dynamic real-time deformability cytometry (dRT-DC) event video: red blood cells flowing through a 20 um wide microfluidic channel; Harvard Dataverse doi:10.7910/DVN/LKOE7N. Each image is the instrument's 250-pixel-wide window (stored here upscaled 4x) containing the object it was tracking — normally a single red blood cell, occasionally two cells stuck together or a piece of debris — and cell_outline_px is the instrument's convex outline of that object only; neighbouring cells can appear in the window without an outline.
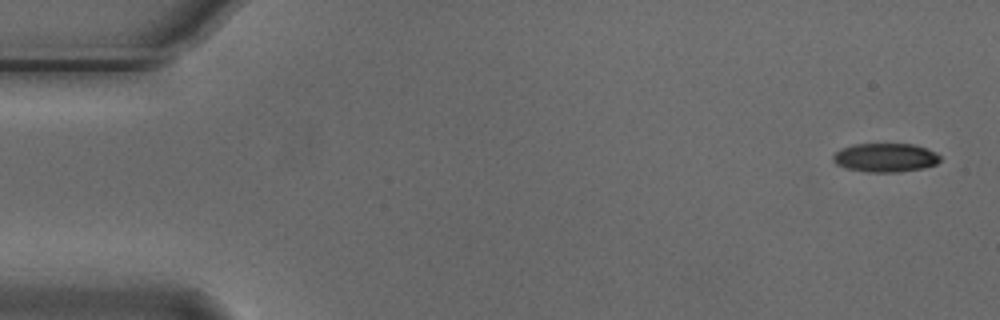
{"species": "Egyptian fruit bat (a non-hibernating species)", "species_latin": "Rousettus aegyptiacus", "temperature_condition": "cold", "stored_images_in_passage": 5, "camera_frame_rate_fps": 3000, "um_per_image_px": 0.085, "animal": {"sex": "male"}, "frame": {"image": 1, "passage_image": 1, "time_ms": 0.0, "image_size_px": [1000, 320], "cell_outline_px": [[940, 160], [936, 164], [924, 168], [900, 172], [868, 172], [848, 168], [836, 164], [832, 160], [832, 156], [840, 148], [852, 144], [912, 144], [936, 152], [940, 156]], "centroid_in_image_um": [75.24, 13.39], "position_along_channel_um": 9.8, "area_um2": 17.98}}
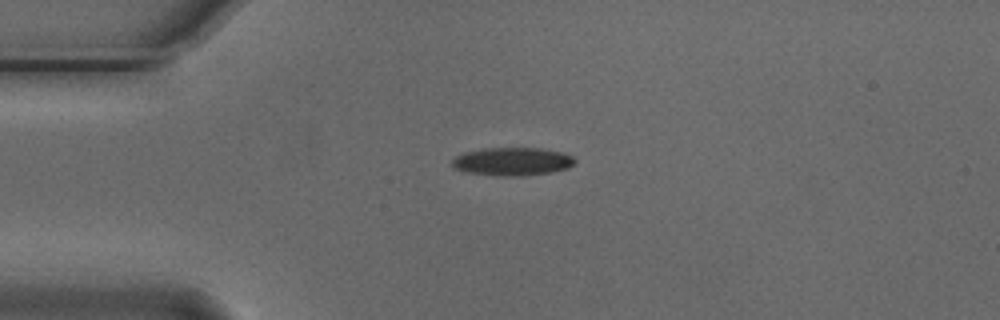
{"frame": {"image": 2, "passage_image": 4, "time_ms": 1.0, "image_size_px": [1000, 320], "cell_outline_px": [[576, 160], [568, 168], [552, 172], [524, 176], [496, 176], [468, 172], [452, 168], [452, 160], [456, 156], [464, 152], [484, 148], [540, 148], [560, 152], [572, 156]], "centroid_in_image_um": [43.53, 13.73], "position_along_channel_um": 41.5, "area_um2": 20.17}}